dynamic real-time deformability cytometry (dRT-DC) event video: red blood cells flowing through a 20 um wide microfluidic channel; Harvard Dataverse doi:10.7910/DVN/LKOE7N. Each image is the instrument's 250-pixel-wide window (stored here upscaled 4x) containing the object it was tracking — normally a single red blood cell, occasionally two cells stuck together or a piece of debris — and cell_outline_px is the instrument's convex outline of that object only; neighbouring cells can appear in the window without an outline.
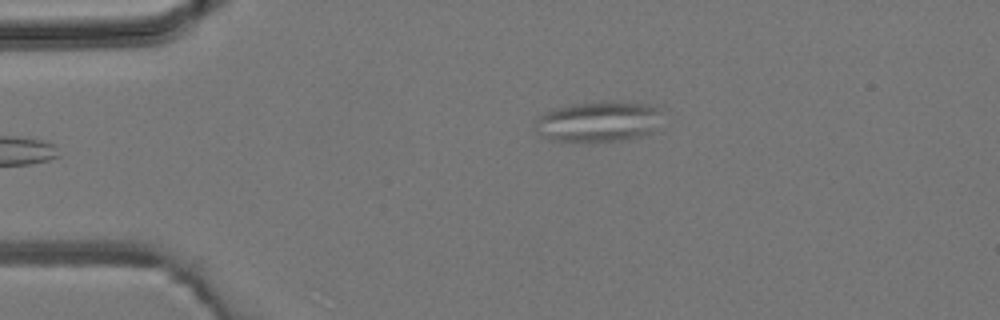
{"species": "common noctule bat (a hibernating species)", "species_latin": "Nyctalus noctula", "temperature_condition": "room temperature", "stored_images_in_passage": 4, "camera_frame_rate_fps": 3000, "um_per_image_px": 0.085, "animal": {"sex": "male", "body_mass_g": 19.2, "forearm_length_mm": 51.8}, "frame": {"image": 1, "passage_image": 4, "time_ms": 4.667, "image_size_px": [1000, 320], "cell_outline_px": [[660, 112], [652, 132], [628, 140], [552, 140], [540, 136], [532, 124], [540, 116], [556, 108], [576, 104], [600, 100], [656, 104], [660, 108]], "centroid_in_image_um": [50.87, 10.3], "position_along_channel_um": 34.1, "area_um2": 29.77}}